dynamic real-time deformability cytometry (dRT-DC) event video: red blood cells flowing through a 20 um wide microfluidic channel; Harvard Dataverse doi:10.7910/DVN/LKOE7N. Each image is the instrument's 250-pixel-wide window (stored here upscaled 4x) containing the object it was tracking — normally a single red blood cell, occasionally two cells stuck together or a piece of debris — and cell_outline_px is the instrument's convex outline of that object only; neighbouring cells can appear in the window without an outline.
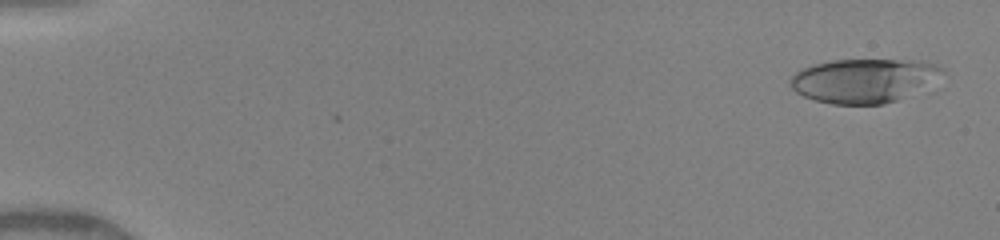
{"species": "human", "species_latin": "Homo sapiens", "temperature_condition": "warm", "stored_images_in_passage": 50, "camera_frame_rate_fps": 3000, "um_per_image_px": 0.085, "donor": {"sex": "female"}, "frame": {"image": 1, "passage_image": 1, "time_ms": 0.0, "image_size_px": [1000, 240], "cell_outline_px": [[944, 72], [896, 100], [884, 104], [832, 104], [816, 100], [804, 96], [796, 92], [792, 88], [792, 76], [800, 68], [812, 64], [832, 60], [912, 60], [932, 64], [944, 68]], "centroid_in_image_um": [73.3, 6.83], "position_along_channel_um": 11.7, "area_um2": 37.86}}
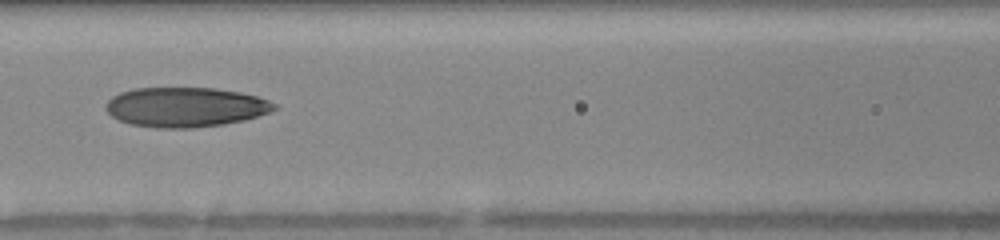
{"frame": {"image": 2, "passage_image": 28, "time_ms": 7.0, "image_size_px": [1000, 240], "cell_outline_px": [[280, 108], [244, 120], [224, 124], [196, 128], [156, 128], [128, 124], [112, 116], [104, 108], [104, 104], [112, 96], [120, 92], [136, 88], [216, 88], [240, 92], [256, 96], [268, 100], [276, 104]], "centroid_in_image_um": [15.74, 9.11], "position_along_channel_um": 150.9, "area_um2": 39.19}}
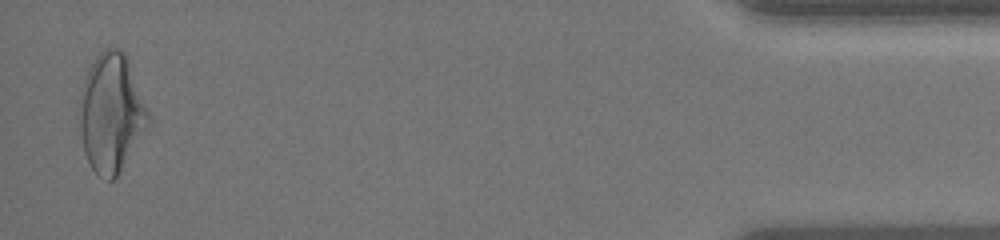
{"frame": {"image": 3, "passage_image": 49, "time_ms": 15.333, "image_size_px": [1000, 240], "cell_outline_px": [[148, 124], [116, 176], [112, 180], [108, 180], [100, 176], [92, 168], [84, 152], [80, 128], [80, 120], [84, 80], [96, 56], [104, 48], [120, 48], [124, 52], [128, 60], [148, 112]], "centroid_in_image_um": [9.45, 9.59], "position_along_channel_um": 425.8, "area_um2": 45.72}, "authors_computed_cell_mechanics": {"area_um2": 38.726, "velocity_mm_per_s": 4.1855, "shape_relaxation_time_tau1_ms": 7.9826, "shape_relaxation_time_tau2_ms": 1.3415, "deformation_change_tau1": 0.2637, "deformation_change_tau2": 0.0953}}